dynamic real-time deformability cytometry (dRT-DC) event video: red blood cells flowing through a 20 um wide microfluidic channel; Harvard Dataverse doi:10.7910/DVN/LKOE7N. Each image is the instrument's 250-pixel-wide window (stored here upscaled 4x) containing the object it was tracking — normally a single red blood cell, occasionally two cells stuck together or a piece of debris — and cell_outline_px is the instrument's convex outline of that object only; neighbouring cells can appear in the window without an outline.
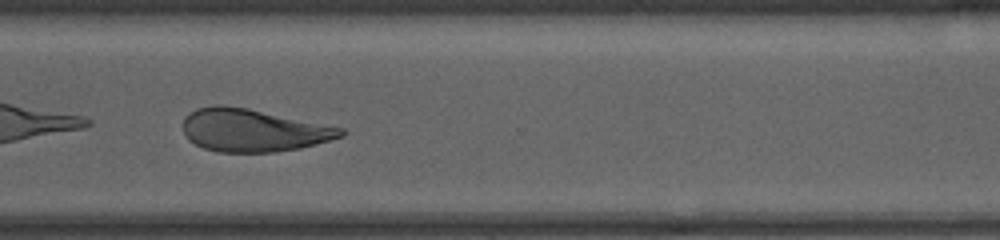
{"species": "human", "species_latin": "Homo sapiens", "temperature_condition": "cold", "stored_images_in_passage": 41, "camera_frame_rate_fps": 3000, "um_per_image_px": 0.085, "donor": {"sex": "male"}, "frame": {"image": 1, "passage_image": 30, "time_ms": 9.667, "image_size_px": [1000, 240], "cell_outline_px": [[348, 132], [344, 136], [300, 148], [276, 152], [220, 152], [204, 148], [188, 140], [184, 136], [184, 116], [196, 108], [216, 104], [220, 104], [248, 108], [344, 128]], "centroid_in_image_um": [21.51, 11.07], "position_along_channel_um": 349.1, "area_um2": 39.42}, "authors_computed_cell_mechanics": {"area_um2": 40.8068, "velocity_mm_per_s": 3.6153, "shape_relaxation_time_tau1_ms": 9.2944, "shape_relaxation_time_tau2_ms": 2.6247, "deformation_change_tau1": 0.1761, "deformation_change_tau2": 0.0707}}